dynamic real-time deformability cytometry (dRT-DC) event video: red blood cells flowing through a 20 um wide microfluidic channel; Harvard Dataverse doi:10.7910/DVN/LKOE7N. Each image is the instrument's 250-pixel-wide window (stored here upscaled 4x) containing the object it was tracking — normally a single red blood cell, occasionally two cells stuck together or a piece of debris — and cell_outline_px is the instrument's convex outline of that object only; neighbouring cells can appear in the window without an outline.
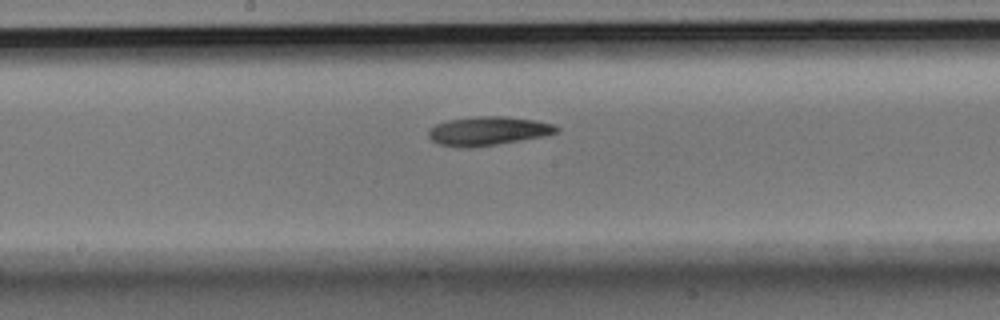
{"species": "Egyptian fruit bat (a non-hibernating species)", "species_latin": "Rousettus aegyptiacus", "temperature_condition": "room temperature", "stored_images_in_passage": 6, "segment_of_instrument_passage": [2, 2], "camera_frame_rate_fps": 3000, "um_per_image_px": 0.085, "animal": {"sex": "male"}, "frame": {"image": 1, "passage_image": 6, "time_ms": 1.667, "image_size_px": [1000, 320], "cell_outline_px": [[560, 128], [556, 132], [544, 136], [472, 148], [460, 148], [440, 144], [432, 140], [428, 136], [428, 128], [436, 124], [448, 120], [472, 116], [508, 116], [536, 120], [552, 124]], "centroid_in_image_um": [41.45, 11.12], "position_along_channel_um": 206.8, "area_um2": 21.62}}